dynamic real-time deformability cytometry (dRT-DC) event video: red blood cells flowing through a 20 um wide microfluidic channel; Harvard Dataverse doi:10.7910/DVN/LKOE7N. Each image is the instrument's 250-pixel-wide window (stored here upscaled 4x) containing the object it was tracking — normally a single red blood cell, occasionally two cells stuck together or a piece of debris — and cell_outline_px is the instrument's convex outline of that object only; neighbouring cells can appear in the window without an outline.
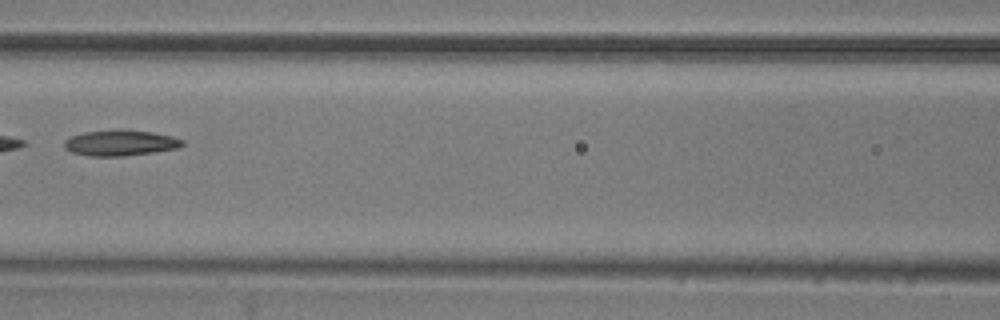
{"species": "common noctule bat (a hibernating species)", "species_latin": "Nyctalus noctula", "temperature_condition": "room temperature", "stored_images_in_passage": 5, "camera_frame_rate_fps": 3000, "um_per_image_px": 0.085, "animal": {"sex": "male", "body_mass_g": 20.5, "forearm_length_mm": 52.5}, "frame": {"image": 1, "passage_image": 4, "time_ms": 1.0, "image_size_px": [1000, 320], "cell_outline_px": [[184, 144], [176, 148], [152, 152], [124, 156], [88, 156], [72, 152], [64, 148], [64, 140], [72, 136], [84, 132], [120, 128], [124, 128], [152, 132], [172, 136], [184, 140]], "centroid_in_image_um": [10.21, 12.12], "position_along_channel_um": 156.4, "area_um2": 17.92}}
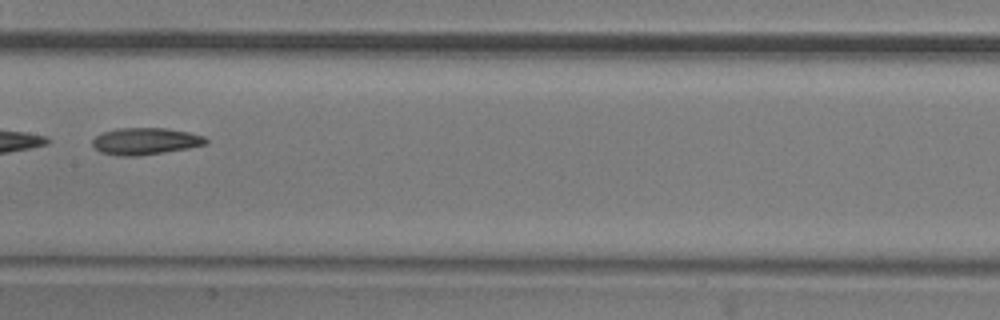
{"frame": {"image": 2, "passage_image": 5, "time_ms": 1.333, "image_size_px": [1000, 320], "cell_outline_px": [[208, 144], [188, 148], [140, 156], [120, 156], [100, 152], [92, 144], [92, 140], [96, 136], [104, 132], [116, 128], [168, 128], [188, 132], [204, 136], [208, 140]], "centroid_in_image_um": [12.37, 12.0], "position_along_channel_um": 195.0, "area_um2": 17.8}}